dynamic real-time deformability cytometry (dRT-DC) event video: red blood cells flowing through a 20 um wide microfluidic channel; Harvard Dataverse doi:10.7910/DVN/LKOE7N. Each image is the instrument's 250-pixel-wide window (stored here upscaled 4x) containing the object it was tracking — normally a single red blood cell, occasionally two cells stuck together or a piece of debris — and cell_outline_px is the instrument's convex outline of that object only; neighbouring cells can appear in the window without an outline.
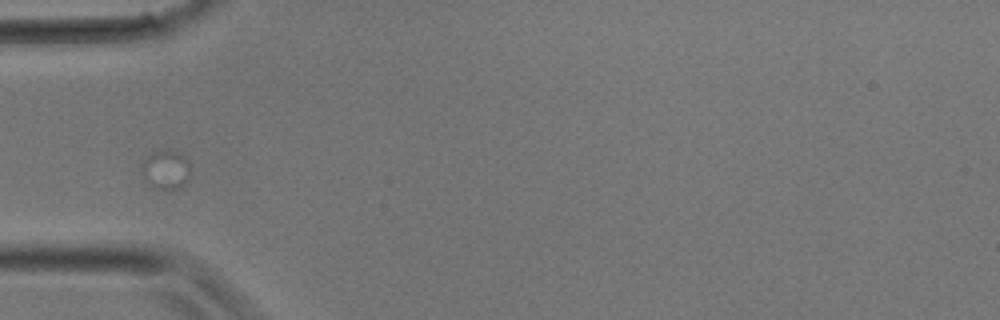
{"species": "common noctule bat (a hibernating species)", "species_latin": "Nyctalus noctula", "temperature_condition": "room temperature", "stored_images_in_passage": 3, "camera_frame_rate_fps": 3000, "um_per_image_px": 0.085, "animal": {"sex": "male", "body_mass_g": 17.9}, "frame": {"image": 1, "passage_image": 2, "time_ms": 0.333, "image_size_px": [1000, 320], "cell_outline_px": [[192, 172], [180, 188], [156, 188], [144, 180], [140, 172], [140, 168], [144, 160], [152, 152], [164, 148], [168, 148], [176, 152], [188, 164]], "centroid_in_image_um": [14.04, 14.4], "position_along_channel_um": 71.0, "area_um2": 10.98}}